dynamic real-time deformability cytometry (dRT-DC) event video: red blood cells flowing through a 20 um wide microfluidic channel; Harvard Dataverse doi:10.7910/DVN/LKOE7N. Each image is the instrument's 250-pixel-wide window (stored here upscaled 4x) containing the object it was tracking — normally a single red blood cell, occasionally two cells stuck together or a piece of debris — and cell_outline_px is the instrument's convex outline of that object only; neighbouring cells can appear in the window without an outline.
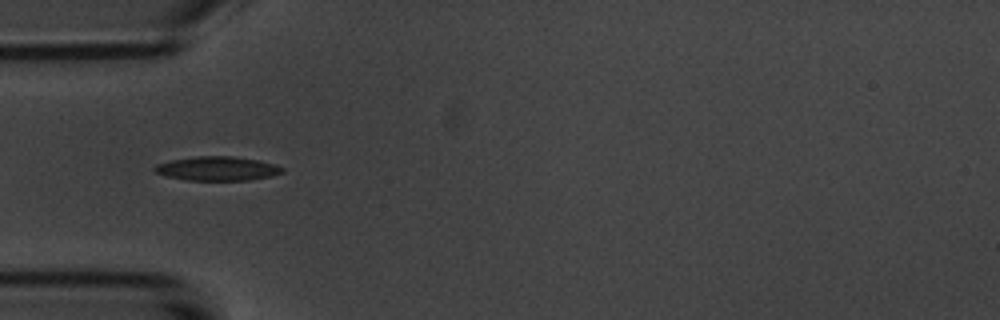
{"species": "common noctule bat (a hibernating species)", "species_latin": "Nyctalus noctula", "temperature_condition": "room temperature", "stored_images_in_passage": 7, "camera_frame_rate_fps": 3000, "um_per_image_px": 0.085, "animal": {"sex": "male", "body_mass_g": 20.1, "forearm_length_mm": 53.5}, "frame": {"image": 1, "passage_image": 2, "time_ms": 1.333, "image_size_px": [1000, 320], "cell_outline_px": [[284, 172], [272, 176], [248, 180], [188, 180], [164, 176], [156, 172], [152, 168], [156, 164], [168, 160], [196, 156], [232, 156], [260, 160], [276, 164], [284, 168]], "centroid_in_image_um": [18.47, 14.32], "position_along_channel_um": 66.5, "area_um2": 18.15}}
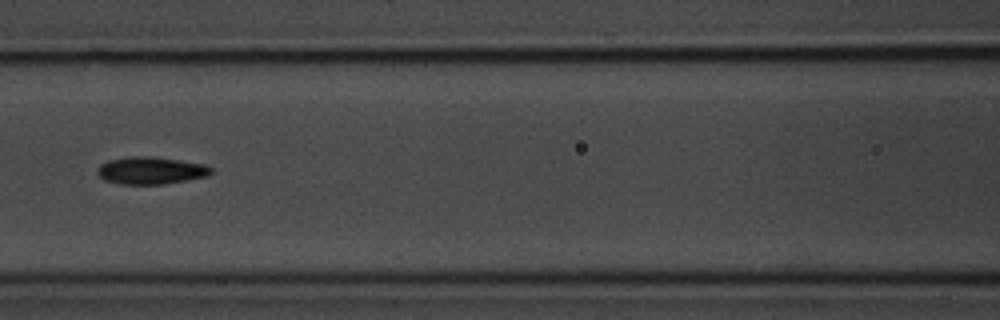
{"frame": {"image": 2, "passage_image": 4, "time_ms": 3.667, "image_size_px": [1000, 320], "cell_outline_px": [[212, 172], [208, 176], [164, 184], [120, 184], [104, 180], [96, 172], [96, 168], [100, 164], [108, 160], [128, 156], [152, 156], [180, 160], [204, 164], [212, 168]], "centroid_in_image_um": [12.79, 14.48], "position_along_channel_um": 153.8, "area_um2": 18.26}}
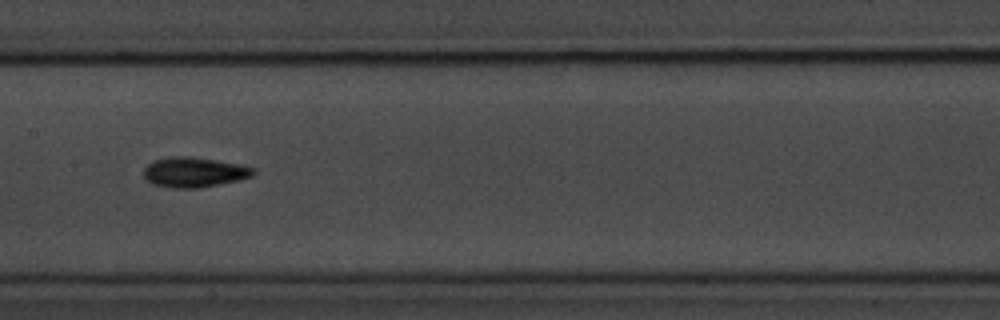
{"frame": {"image": 3, "passage_image": 5, "time_ms": 4.667, "image_size_px": [1000, 320], "cell_outline_px": [[256, 172], [252, 176], [240, 180], [200, 188], [172, 188], [152, 184], [144, 176], [144, 168], [152, 160], [172, 156], [192, 156], [216, 160], [236, 164], [252, 168]], "centroid_in_image_um": [16.47, 14.64], "position_along_channel_um": 190.9, "area_um2": 19.19}}